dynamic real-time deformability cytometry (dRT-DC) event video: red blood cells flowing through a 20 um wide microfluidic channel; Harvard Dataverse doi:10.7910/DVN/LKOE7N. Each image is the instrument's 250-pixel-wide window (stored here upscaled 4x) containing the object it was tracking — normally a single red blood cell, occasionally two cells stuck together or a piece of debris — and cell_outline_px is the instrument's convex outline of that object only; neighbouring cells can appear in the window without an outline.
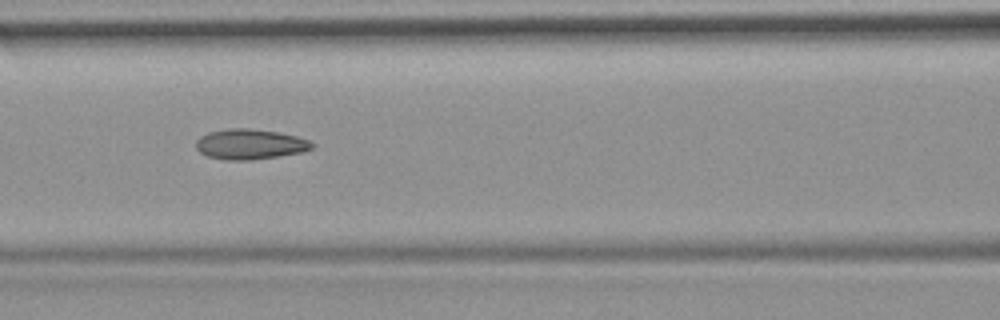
{"species": "common noctule bat (a hibernating species)", "species_latin": "Nyctalus noctula", "temperature_condition": "room temperature", "stored_images_in_passage": 54, "camera_frame_rate_fps": 3000, "um_per_image_px": 0.085, "animal": {"sex": "female", "body_mass_g": 19.9}, "frame": {"image": 1, "passage_image": 24, "time_ms": 7.667, "image_size_px": [1000, 320], "cell_outline_px": [[316, 144], [312, 148], [304, 152], [252, 160], [224, 160], [208, 156], [200, 152], [196, 148], [196, 140], [200, 136], [208, 132], [228, 128], [248, 128], [276, 132], [296, 136], [308, 140]], "centroid_in_image_um": [21.24, 12.26], "position_along_channel_um": 145.4, "area_um2": 20.52}, "authors_computed_cell_mechanics": {"area_um2": 20.3167, "velocity_mm_per_s": 3.78, "shape_relaxation_time_tau1_ms": null, "shape_relaxation_time_tau2_ms": 2.5128, "deformation_change_tau1": null, "deformation_change_tau2": 0.0907}}